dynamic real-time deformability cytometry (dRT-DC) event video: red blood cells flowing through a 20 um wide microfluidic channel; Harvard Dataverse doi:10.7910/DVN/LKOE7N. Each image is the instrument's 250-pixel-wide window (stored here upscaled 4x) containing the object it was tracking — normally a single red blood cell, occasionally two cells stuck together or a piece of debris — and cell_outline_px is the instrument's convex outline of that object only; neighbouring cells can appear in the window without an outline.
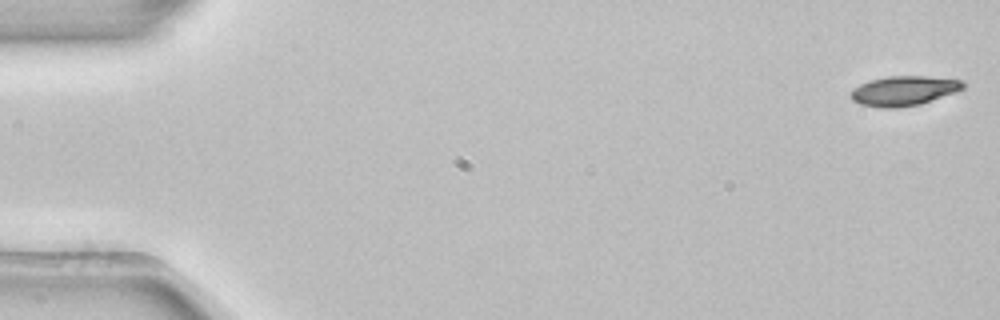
{"species": "common noctule bat (a hibernating species)", "species_latin": "Nyctalus noctula", "temperature_condition": "room temperature", "stored_images_in_passage": 4, "camera_frame_rate_fps": 3000, "um_per_image_px": 0.085, "animal": {"sex": "female", "body_mass_g": 22.7, "forearm_length_mm": 54.2}, "frame": {"image": 1, "passage_image": 1, "time_ms": 0.0, "image_size_px": [1000, 320], "cell_outline_px": [[964, 88], [956, 92], [920, 104], [896, 108], [880, 108], [860, 104], [852, 100], [848, 96], [848, 92], [852, 88], [868, 80], [888, 76], [924, 76], [964, 80]], "centroid_in_image_um": [76.77, 7.72], "position_along_channel_um": 8.2, "area_um2": 19.71}}
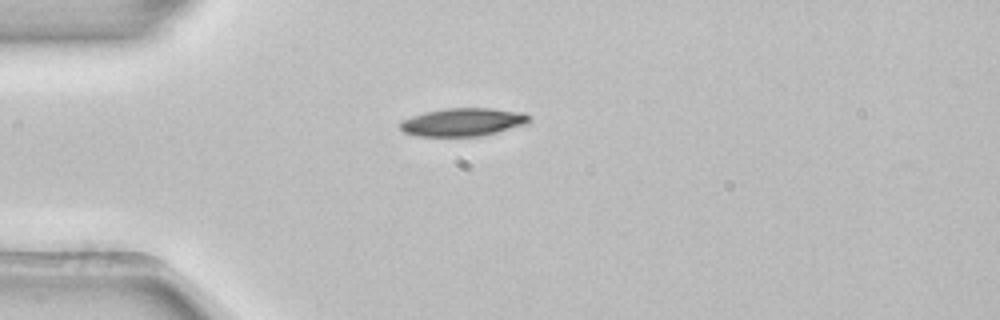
{"frame": {"image": 2, "passage_image": 4, "time_ms": 1.0, "image_size_px": [1000, 320], "cell_outline_px": [[532, 120], [528, 124], [480, 136], [416, 136], [404, 132], [400, 128], [400, 120], [424, 112], [448, 108], [492, 108], [524, 112], [532, 116]], "centroid_in_image_um": [39.39, 10.37], "position_along_channel_um": 45.6, "area_um2": 21.33}}